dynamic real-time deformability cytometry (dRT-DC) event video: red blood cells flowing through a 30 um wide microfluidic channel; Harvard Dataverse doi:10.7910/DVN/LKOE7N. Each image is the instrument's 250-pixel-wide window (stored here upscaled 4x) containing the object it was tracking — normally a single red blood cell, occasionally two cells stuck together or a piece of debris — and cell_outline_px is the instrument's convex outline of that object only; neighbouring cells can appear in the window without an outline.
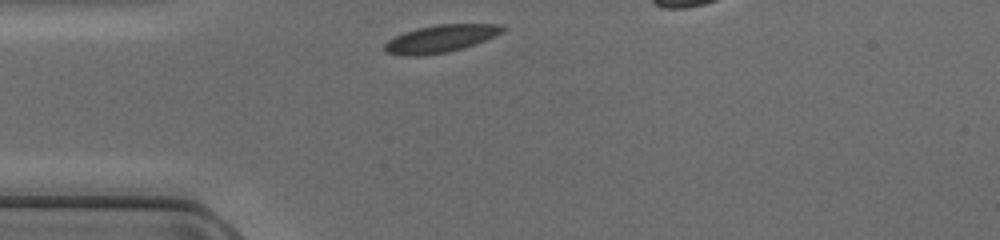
{"species": "common noctule bat (a hibernating species)", "species_latin": "Nyctalus noctula", "temperature_condition": "cold", "stored_images_in_passage": 28, "camera_frame_rate_fps": 3000, "um_per_image_px": 0.085, "animal": {"sex": "female", "body_mass_g": 17.0, "forearm_length_mm": 48.0}, "frame": {"image": 1, "passage_image": 1, "time_ms": 0.0, "image_size_px": [1000, 240], "cell_outline_px": [[504, 32], [496, 36], [464, 48], [448, 52], [420, 56], [400, 56], [388, 52], [384, 48], [384, 44], [388, 40], [404, 32], [416, 28], [436, 24], [500, 24], [504, 28]], "centroid_in_image_um": [37.45, 3.29], "position_along_channel_um": 47.5, "area_um2": 19.02}}
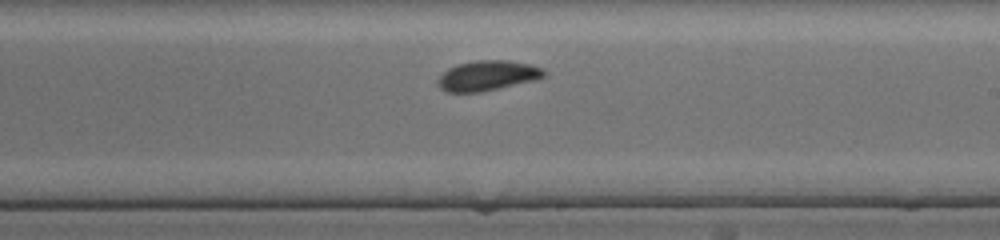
{"frame": {"image": 2, "passage_image": 16, "time_ms": 5.0, "image_size_px": [1000, 240], "cell_outline_px": [[544, 76], [532, 80], [480, 92], [448, 92], [440, 88], [436, 84], [436, 80], [448, 68], [460, 64], [476, 60], [508, 60], [528, 64], [544, 68]], "centroid_in_image_um": [41.38, 6.42], "position_along_channel_um": 247.6, "area_um2": 18.26}}
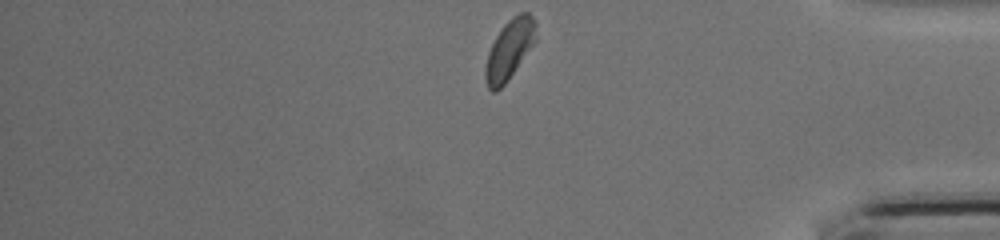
{"frame": {"image": 3, "passage_image": 28, "time_ms": 9.0, "image_size_px": [1000, 240], "cell_outline_px": [[536, 40], [508, 80], [496, 92], [492, 92], [488, 88], [484, 76], [484, 72], [488, 52], [496, 36], [504, 24], [512, 16], [520, 12], [528, 12], [536, 20]], "centroid_in_image_um": [43.3, 4.2], "position_along_channel_um": 391.9, "area_um2": 17.57}}